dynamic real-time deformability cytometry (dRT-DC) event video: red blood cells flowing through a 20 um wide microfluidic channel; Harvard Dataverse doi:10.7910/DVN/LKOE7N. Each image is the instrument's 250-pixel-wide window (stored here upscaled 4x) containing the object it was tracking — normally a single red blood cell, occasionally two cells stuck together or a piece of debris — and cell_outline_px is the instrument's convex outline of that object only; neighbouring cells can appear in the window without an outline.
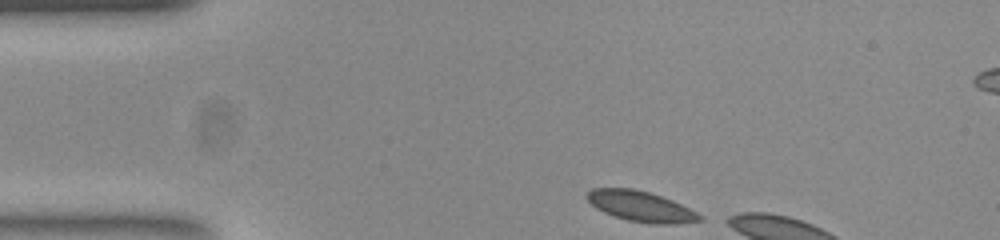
{"species": "common noctule bat (a hibernating species)", "species_latin": "Nyctalus noctula", "temperature_condition": "room temperature", "stored_images_in_passage": 5, "camera_frame_rate_fps": 3000, "um_per_image_px": 0.085, "animal": {"sex": "female", "body_mass_g": 23.0, "forearm_length_mm": 53.4}, "frame": {"image": 1, "passage_image": 1, "time_ms": 0.0, "image_size_px": [1000, 240], "cell_outline_px": [[700, 220], [676, 224], [652, 224], [628, 220], [604, 212], [596, 208], [588, 200], [588, 192], [596, 188], [628, 188], [648, 192], [660, 196], [700, 216]], "centroid_in_image_um": [54.38, 17.55], "position_along_channel_um": 30.6, "area_um2": 18.96}}